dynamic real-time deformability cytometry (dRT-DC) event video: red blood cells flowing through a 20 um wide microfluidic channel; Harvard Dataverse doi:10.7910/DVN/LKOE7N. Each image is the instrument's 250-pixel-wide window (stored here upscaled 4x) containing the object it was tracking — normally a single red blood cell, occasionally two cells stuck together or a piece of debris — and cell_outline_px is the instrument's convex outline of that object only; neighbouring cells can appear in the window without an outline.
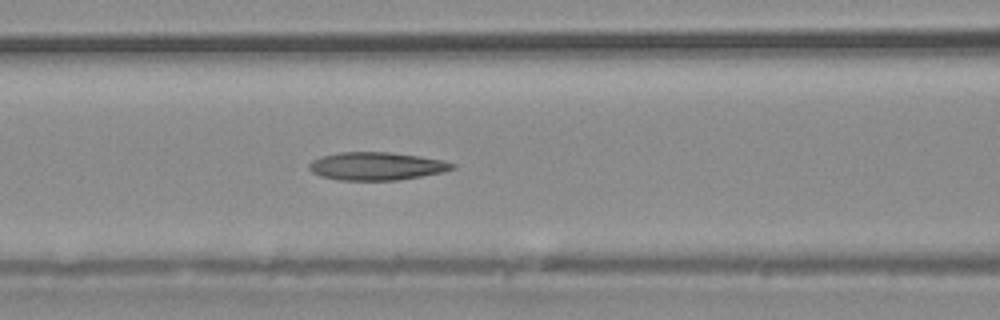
{"species": "common noctule bat (a hibernating species)", "species_latin": "Nyctalus noctula", "temperature_condition": "warm", "stored_images_in_passage": 32, "camera_frame_rate_fps": 3000, "um_per_image_px": 0.085, "animal": {"sex": "male", "body_mass_g": 20.4}, "frame": {"image": 1, "passage_image": 10, "time_ms": 3.0, "image_size_px": [1000, 320], "cell_outline_px": [[456, 168], [444, 172], [396, 180], [340, 180], [320, 176], [312, 172], [308, 168], [308, 164], [312, 160], [320, 156], [340, 152], [388, 152], [420, 156], [444, 160], [456, 164]], "centroid_in_image_um": [32.0, 14.12], "position_along_channel_um": 134.6, "area_um2": 23.47}}
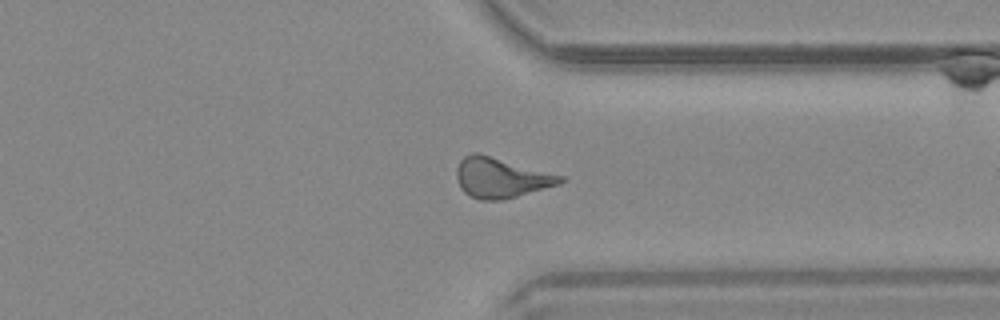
{"frame": {"image": 2, "passage_image": 23, "time_ms": 7.333, "image_size_px": [1000, 320], "cell_outline_px": [[564, 180], [560, 184], [504, 200], [480, 200], [468, 196], [460, 188], [456, 176], [456, 168], [460, 160], [464, 156], [472, 152], [480, 152], [564, 176]], "centroid_in_image_um": [42.55, 15.1], "position_along_channel_um": 368.8, "area_um2": 24.62}}